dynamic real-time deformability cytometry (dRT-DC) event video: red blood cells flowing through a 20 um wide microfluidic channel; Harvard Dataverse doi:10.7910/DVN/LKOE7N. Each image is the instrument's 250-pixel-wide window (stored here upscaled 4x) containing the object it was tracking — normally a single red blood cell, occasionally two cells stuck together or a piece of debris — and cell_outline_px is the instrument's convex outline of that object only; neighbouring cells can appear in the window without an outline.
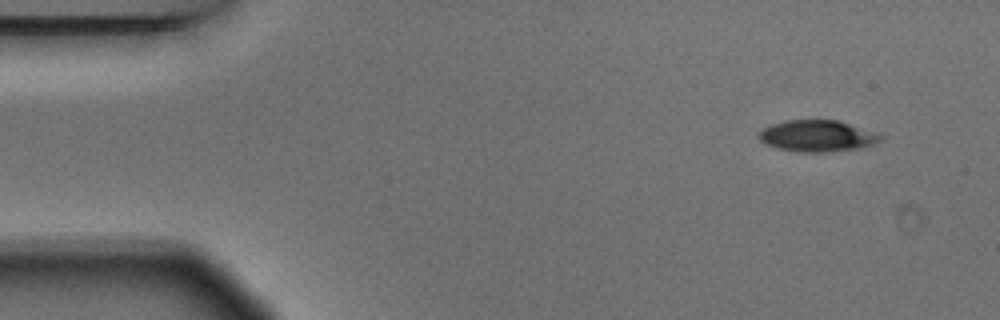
{"species": "Egyptian fruit bat (a non-hibernating species)", "species_latin": "Rousettus aegyptiacus", "temperature_condition": "warm", "stored_images_in_passage": 3, "camera_frame_rate_fps": 3000, "um_per_image_px": 0.085, "animal": {"sex": "male"}, "frame": {"image": 1, "passage_image": 1, "time_ms": 0.0, "image_size_px": [1000, 320], "cell_outline_px": [[884, 140], [860, 148], [824, 152], [800, 152], [776, 148], [764, 144], [756, 136], [764, 128], [772, 124], [784, 120], [840, 120], [880, 132], [884, 136]], "centroid_in_image_um": [69.52, 11.54], "position_along_channel_um": 15.5, "area_um2": 22.77}}